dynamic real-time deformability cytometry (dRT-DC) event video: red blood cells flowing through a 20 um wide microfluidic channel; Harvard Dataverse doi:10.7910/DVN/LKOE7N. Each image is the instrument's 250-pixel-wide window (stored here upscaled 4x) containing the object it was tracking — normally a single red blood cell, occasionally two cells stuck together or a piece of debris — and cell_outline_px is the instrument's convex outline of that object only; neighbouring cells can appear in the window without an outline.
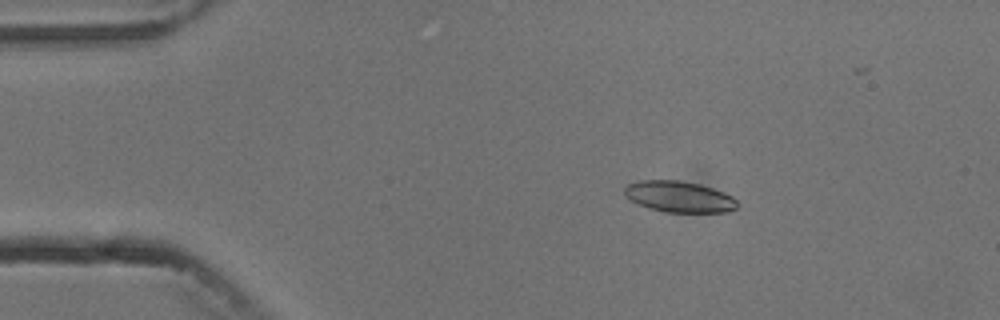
{"species": "common noctule bat (a hibernating species)", "species_latin": "Nyctalus noctula", "temperature_condition": "cold", "stored_images_in_passage": 6, "camera_frame_rate_fps": 3000, "um_per_image_px": 0.085, "animal": {"sex": "male", "body_mass_g": 13.3}, "frame": {"image": 1, "passage_image": 3, "time_ms": 2.333, "image_size_px": [1000, 320], "cell_outline_px": [[740, 204], [736, 208], [728, 212], [668, 212], [648, 208], [636, 204], [624, 192], [624, 188], [628, 184], [636, 180], [680, 180], [700, 184], [724, 192], [732, 196]], "centroid_in_image_um": [57.74, 16.71], "position_along_channel_um": 27.3, "area_um2": 20.58}}
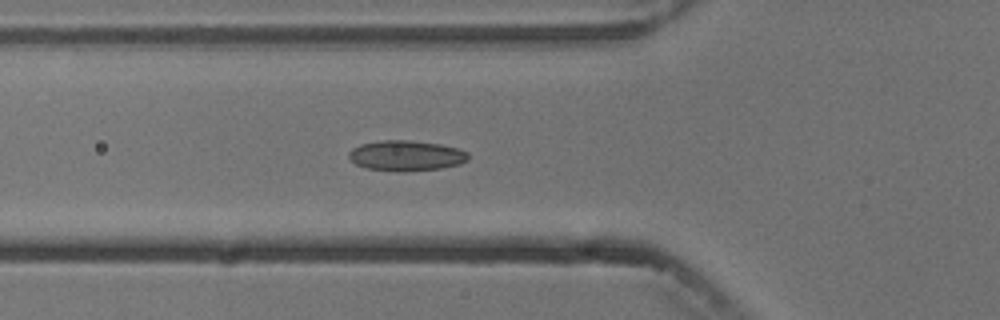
{"frame": {"image": 2, "passage_image": 6, "time_ms": 5.667, "image_size_px": [1000, 320], "cell_outline_px": [[468, 160], [460, 164], [440, 168], [404, 172], [368, 168], [356, 164], [348, 156], [348, 152], [352, 148], [360, 144], [380, 140], [408, 140], [440, 144], [456, 148], [468, 152]], "centroid_in_image_um": [34.52, 13.22], "position_along_channel_um": 91.3, "area_um2": 21.1}}